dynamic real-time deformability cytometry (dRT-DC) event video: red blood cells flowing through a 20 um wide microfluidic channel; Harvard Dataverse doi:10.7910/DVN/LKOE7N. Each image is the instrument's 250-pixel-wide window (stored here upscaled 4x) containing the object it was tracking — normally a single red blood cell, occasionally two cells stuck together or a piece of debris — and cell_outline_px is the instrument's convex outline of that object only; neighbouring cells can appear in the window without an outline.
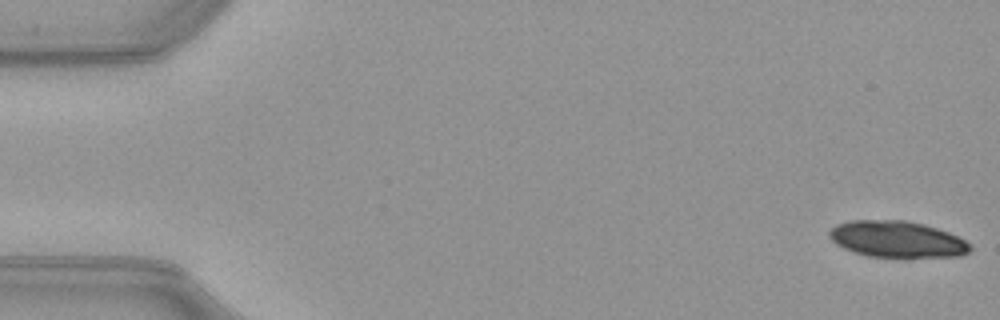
{"species": "common noctule bat (a hibernating species)", "species_latin": "Nyctalus noctula", "temperature_condition": "warm", "stored_images_in_passage": 9, "camera_frame_rate_fps": 3000, "um_per_image_px": 0.085, "animal": {"sex": "female", "body_mass_g": 21.9}, "frame": {"image": 1, "passage_image": 1, "time_ms": 0.0, "image_size_px": [1000, 320], "cell_outline_px": [[972, 248], [968, 252], [960, 256], [904, 260], [868, 256], [844, 248], [836, 244], [828, 236], [828, 232], [836, 224], [852, 220], [904, 220], [924, 224], [948, 232], [972, 244]], "centroid_in_image_um": [76.28, 20.38], "position_along_channel_um": 8.7, "area_um2": 30.81}}